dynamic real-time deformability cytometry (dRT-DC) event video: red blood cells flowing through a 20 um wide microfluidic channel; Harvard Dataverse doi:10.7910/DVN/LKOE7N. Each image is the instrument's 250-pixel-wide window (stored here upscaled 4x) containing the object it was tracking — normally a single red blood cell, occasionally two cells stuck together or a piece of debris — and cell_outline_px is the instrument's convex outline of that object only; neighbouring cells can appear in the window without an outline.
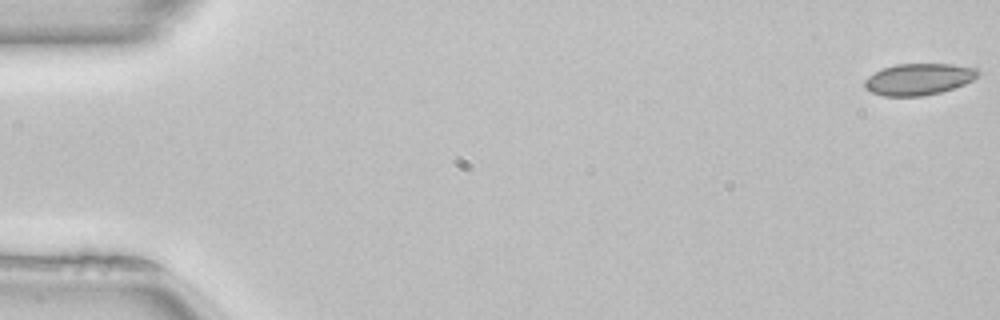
{"species": "common noctule bat (a hibernating species)", "species_latin": "Nyctalus noctula", "temperature_condition": "room temperature", "stored_images_in_passage": 51, "camera_frame_rate_fps": 3000, "um_per_image_px": 0.085, "animal": {"sex": "female", "body_mass_g": 22.7, "forearm_length_mm": 54.2}, "frame": {"image": 1, "passage_image": 1, "time_ms": 0.0, "image_size_px": [1000, 320], "cell_outline_px": [[980, 72], [972, 80], [964, 84], [940, 92], [920, 96], [884, 96], [872, 92], [864, 88], [864, 80], [868, 76], [884, 68], [896, 64], [952, 64], [980, 68]], "centroid_in_image_um": [78.09, 6.72], "position_along_channel_um": 6.9, "area_um2": 20.75}}
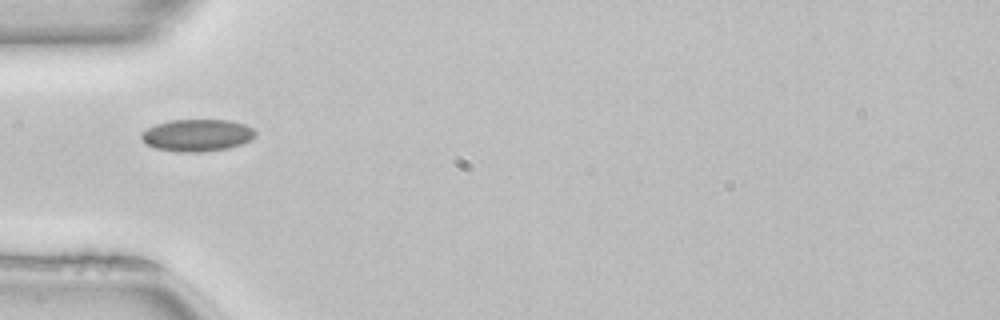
{"frame": {"image": 2, "passage_image": 17, "time_ms": 5.333, "image_size_px": [1000, 320], "cell_outline_px": [[256, 136], [252, 140], [228, 148], [200, 152], [176, 152], [156, 148], [148, 144], [140, 136], [140, 132], [156, 124], [172, 120], [228, 120], [244, 124], [252, 128], [256, 132]], "centroid_in_image_um": [16.77, 11.5], "position_along_channel_um": 68.2, "area_um2": 21.27}}
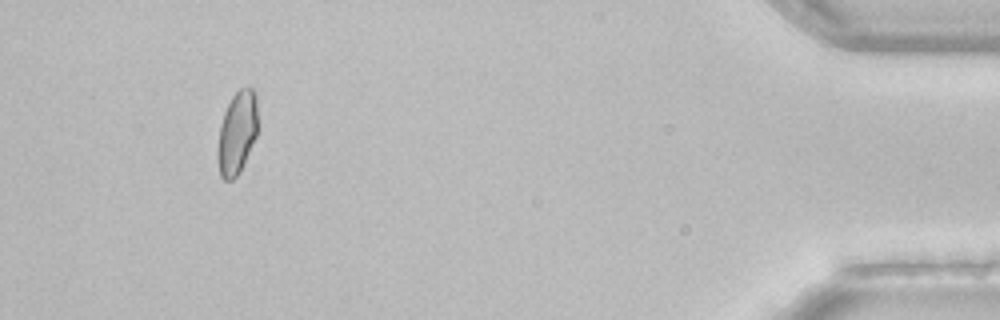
{"frame": {"image": 3, "passage_image": 48, "time_ms": 15.667, "image_size_px": [1000, 320], "cell_outline_px": [[256, 136], [240, 172], [232, 180], [224, 180], [220, 176], [216, 160], [216, 152], [220, 124], [224, 112], [232, 96], [240, 88], [252, 88], [256, 92]], "centroid_in_image_um": [20.11, 11.32], "position_along_channel_um": 415.1, "area_um2": 19.42}}